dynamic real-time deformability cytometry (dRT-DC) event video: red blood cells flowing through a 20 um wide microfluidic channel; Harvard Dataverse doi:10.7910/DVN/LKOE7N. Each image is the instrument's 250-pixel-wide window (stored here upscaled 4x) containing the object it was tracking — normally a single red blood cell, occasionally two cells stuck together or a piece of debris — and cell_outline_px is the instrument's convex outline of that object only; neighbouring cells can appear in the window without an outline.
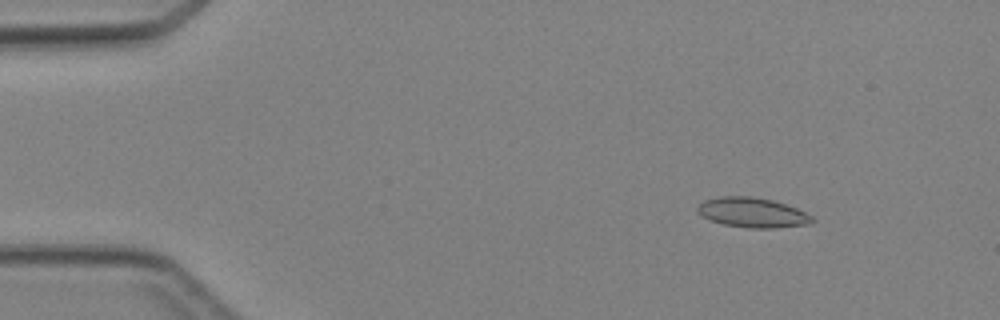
{"species": "Egyptian fruit bat (a non-hibernating species)", "species_latin": "Rousettus aegyptiacus", "temperature_condition": "cold", "stored_images_in_passage": 46, "camera_frame_rate_fps": 3000, "um_per_image_px": 0.085, "animal": {"sex": "female"}, "frame": {"image": 1, "passage_image": 6, "time_ms": 1.667, "image_size_px": [1000, 320], "cell_outline_px": [[816, 220], [812, 224], [772, 228], [748, 228], [724, 224], [708, 220], [696, 212], [696, 208], [704, 200], [720, 196], [752, 196], [772, 200], [796, 208], [812, 216]], "centroid_in_image_um": [63.94, 18.07], "position_along_channel_um": 21.1, "area_um2": 20.06}}
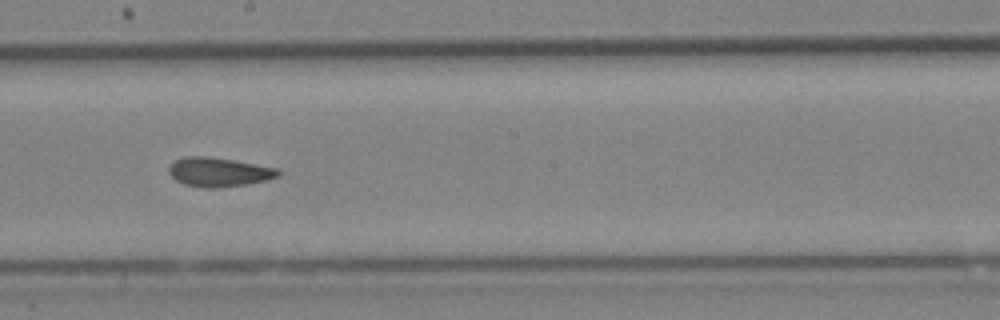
{"frame": {"image": 2, "passage_image": 26, "time_ms": 8.333, "image_size_px": [1000, 320], "cell_outline_px": [[280, 176], [248, 184], [216, 188], [204, 188], [184, 184], [176, 180], [168, 172], [168, 168], [176, 160], [184, 156], [204, 156], [232, 160], [280, 168]], "centroid_in_image_um": [18.61, 14.63], "position_along_channel_um": 229.6, "area_um2": 18.5}}
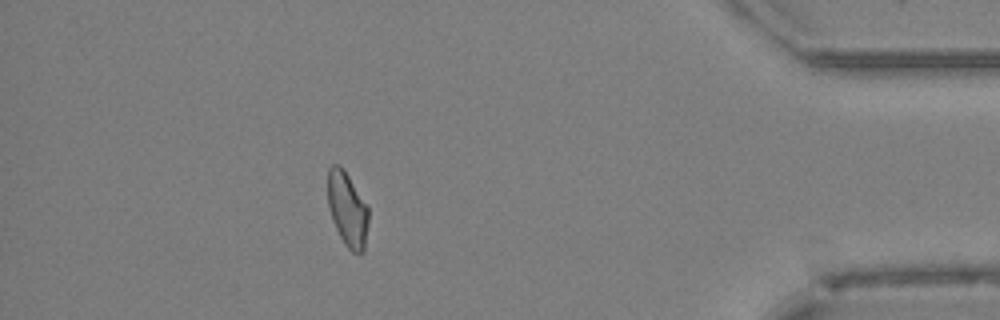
{"frame": {"image": 3, "passage_image": 41, "time_ms": 13.333, "image_size_px": [1000, 320], "cell_outline_px": [[368, 220], [364, 252], [352, 252], [344, 244], [332, 220], [328, 204], [328, 168], [332, 164], [340, 164], [368, 204]], "centroid_in_image_um": [29.53, 17.76], "position_along_channel_um": 405.7, "area_um2": 17.74}}